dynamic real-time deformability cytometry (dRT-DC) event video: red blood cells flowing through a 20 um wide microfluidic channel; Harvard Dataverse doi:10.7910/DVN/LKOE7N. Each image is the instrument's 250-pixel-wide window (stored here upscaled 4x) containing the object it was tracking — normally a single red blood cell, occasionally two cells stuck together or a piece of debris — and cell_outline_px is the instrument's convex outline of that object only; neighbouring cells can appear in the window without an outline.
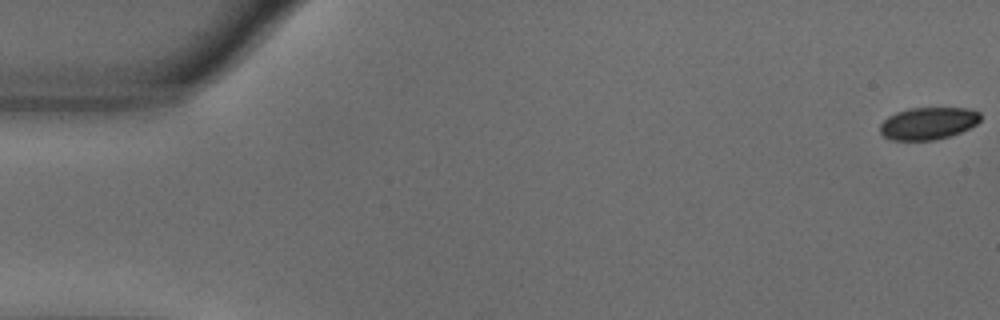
{"species": "common noctule bat (a hibernating species)", "species_latin": "Nyctalus noctula", "temperature_condition": "warm", "stored_images_in_passage": 56, "camera_frame_rate_fps": 3000, "um_per_image_px": 0.085, "animal": {"sex": "male", "body_mass_g": 18.8}, "frame": {"image": 1, "passage_image": 1, "time_ms": 0.0, "image_size_px": [1000, 320], "cell_outline_px": [[980, 120], [976, 124], [960, 132], [936, 140], [892, 140], [884, 136], [880, 132], [880, 124], [888, 116], [896, 112], [908, 108], [968, 108], [980, 112]], "centroid_in_image_um": [78.88, 10.48], "position_along_channel_um": 6.1, "area_um2": 18.84}}
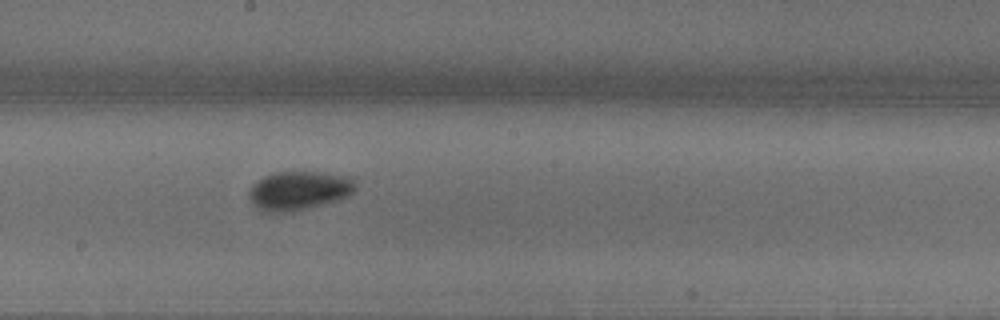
{"frame": {"image": 2, "passage_image": 31, "time_ms": 10.0, "image_size_px": [1000, 320], "cell_outline_px": [[356, 188], [348, 196], [336, 200], [292, 212], [268, 212], [256, 208], [252, 204], [248, 196], [248, 192], [252, 184], [264, 176], [276, 172], [316, 172], [348, 176], [356, 184]], "centroid_in_image_um": [25.36, 16.2], "position_along_channel_um": 222.8, "area_um2": 23.99}}
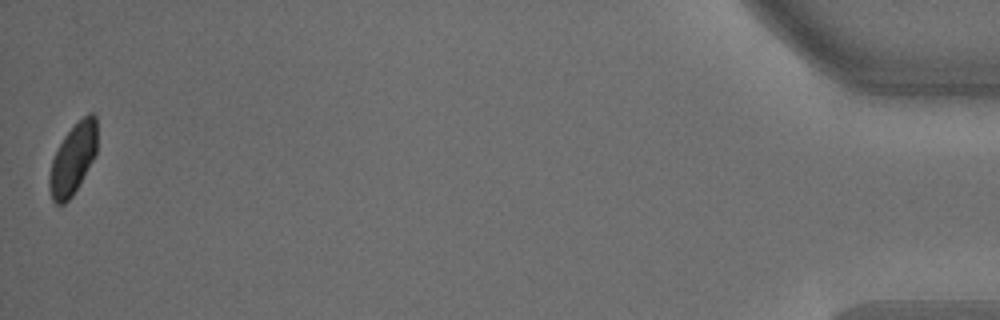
{"frame": {"image": 3, "passage_image": 56, "time_ms": 18.333, "image_size_px": [1000, 320], "cell_outline_px": [[96, 152], [92, 160], [72, 196], [64, 204], [56, 204], [52, 200], [48, 188], [48, 180], [52, 160], [64, 136], [88, 112], [92, 112], [96, 116]], "centroid_in_image_um": [6.18, 13.54], "position_along_channel_um": 429.0, "area_um2": 19.25}, "authors_computed_cell_mechanics": {"area_um2": 21.5305, "velocity_mm_per_s": 3.609, "shape_relaxation_time_tau1_ms": 4.69, "shape_relaxation_time_tau2_ms": null, "deformation_change_tau1": 0.1308, "deformation_change_tau2": null}}